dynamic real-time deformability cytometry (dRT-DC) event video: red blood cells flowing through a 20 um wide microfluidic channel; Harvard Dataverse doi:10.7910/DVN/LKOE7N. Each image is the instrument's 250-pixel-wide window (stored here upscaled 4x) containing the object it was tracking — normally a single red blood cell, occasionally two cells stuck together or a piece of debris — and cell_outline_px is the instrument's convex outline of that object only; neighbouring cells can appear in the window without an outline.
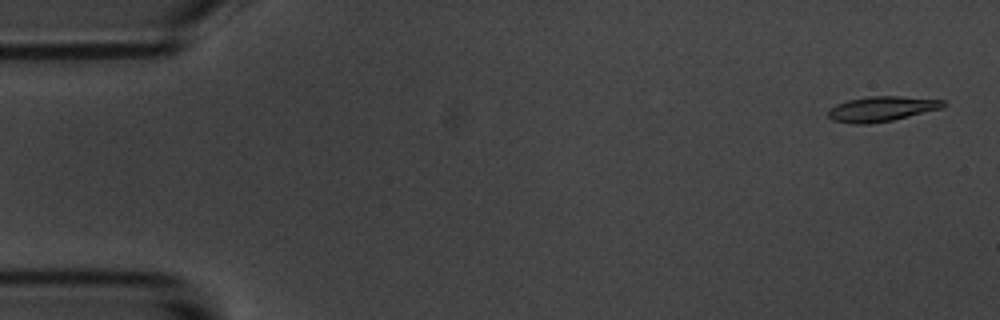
{"species": "common noctule bat (a hibernating species)", "species_latin": "Nyctalus noctula", "temperature_condition": "room temperature", "stored_images_in_passage": 4, "camera_frame_rate_fps": 3000, "um_per_image_px": 0.085, "animal": {"sex": "male", "body_mass_g": 20.1, "forearm_length_mm": 53.5}, "frame": {"image": 1, "passage_image": 1, "time_ms": 0.0, "image_size_px": [1000, 320], "cell_outline_px": [[948, 104], [944, 108], [892, 120], [868, 124], [852, 124], [832, 120], [828, 116], [828, 108], [836, 104], [848, 100], [868, 96], [900, 96], [944, 100]], "centroid_in_image_um": [74.95, 9.25], "position_along_channel_um": 10.1, "area_um2": 16.99}}